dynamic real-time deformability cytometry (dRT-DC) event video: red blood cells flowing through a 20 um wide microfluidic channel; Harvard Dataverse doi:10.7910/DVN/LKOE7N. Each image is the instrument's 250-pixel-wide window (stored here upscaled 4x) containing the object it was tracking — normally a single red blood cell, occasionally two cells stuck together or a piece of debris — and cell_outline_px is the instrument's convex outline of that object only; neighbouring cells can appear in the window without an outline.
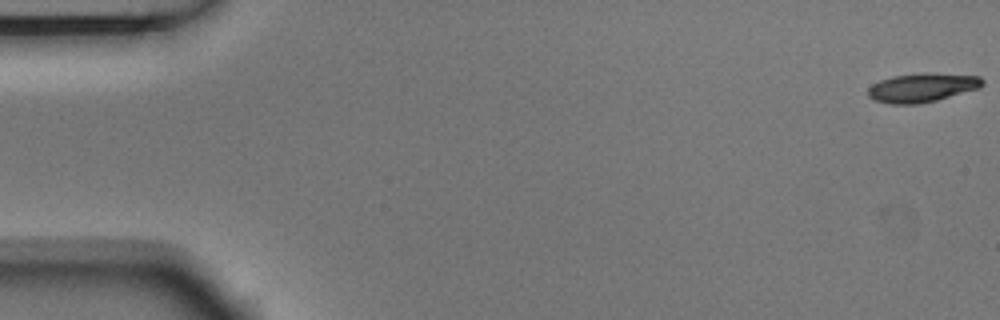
{"species": "Egyptian fruit bat (a non-hibernating species)", "species_latin": "Rousettus aegyptiacus", "temperature_condition": "room temperature", "stored_images_in_passage": 10, "camera_frame_rate_fps": 3000, "um_per_image_px": 0.085, "animal": {"sex": "male"}, "frame": {"image": 1, "passage_image": 1, "time_ms": 0.0, "image_size_px": [1000, 320], "cell_outline_px": [[984, 84], [980, 88], [936, 100], [916, 104], [888, 104], [872, 100], [868, 96], [868, 88], [872, 84], [880, 80], [892, 76], [924, 72], [936, 72], [980, 76], [984, 80]], "centroid_in_image_um": [78.38, 7.43], "position_along_channel_um": 6.6, "area_um2": 19.65}}
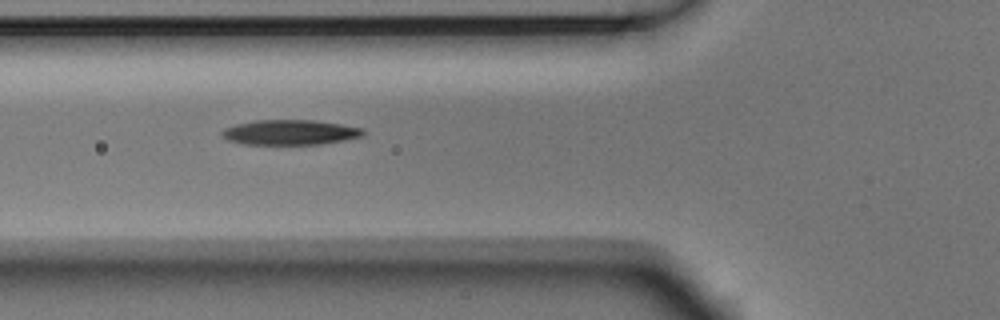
{"frame": {"image": 2, "passage_image": 6, "time_ms": 1.667, "image_size_px": [1000, 320], "cell_outline_px": [[364, 136], [344, 140], [320, 144], [240, 144], [228, 140], [220, 136], [220, 132], [224, 128], [236, 124], [256, 120], [316, 120], [364, 128]], "centroid_in_image_um": [24.63, 11.25], "position_along_channel_um": 101.2, "area_um2": 20.75}}
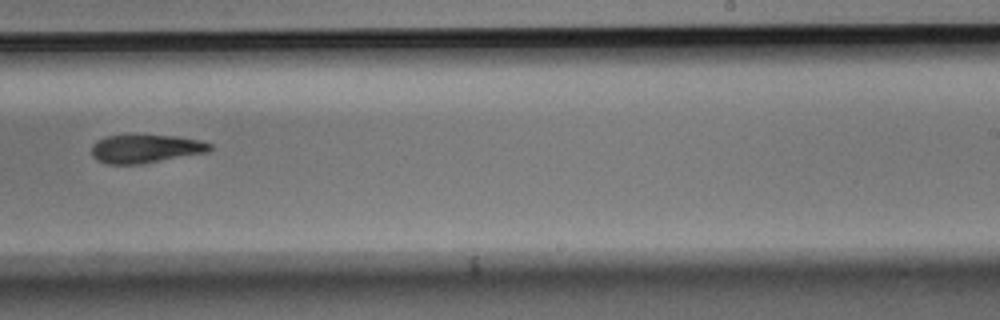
{"frame": {"image": 3, "passage_image": 10, "time_ms": 3.0, "image_size_px": [1000, 320], "cell_outline_px": [[212, 148], [208, 152], [140, 164], [108, 164], [96, 160], [92, 156], [92, 144], [96, 140], [104, 136], [132, 132], [180, 136], [200, 140], [212, 144]], "centroid_in_image_um": [12.34, 12.58], "position_along_channel_um": 276.7, "area_um2": 20.58}}